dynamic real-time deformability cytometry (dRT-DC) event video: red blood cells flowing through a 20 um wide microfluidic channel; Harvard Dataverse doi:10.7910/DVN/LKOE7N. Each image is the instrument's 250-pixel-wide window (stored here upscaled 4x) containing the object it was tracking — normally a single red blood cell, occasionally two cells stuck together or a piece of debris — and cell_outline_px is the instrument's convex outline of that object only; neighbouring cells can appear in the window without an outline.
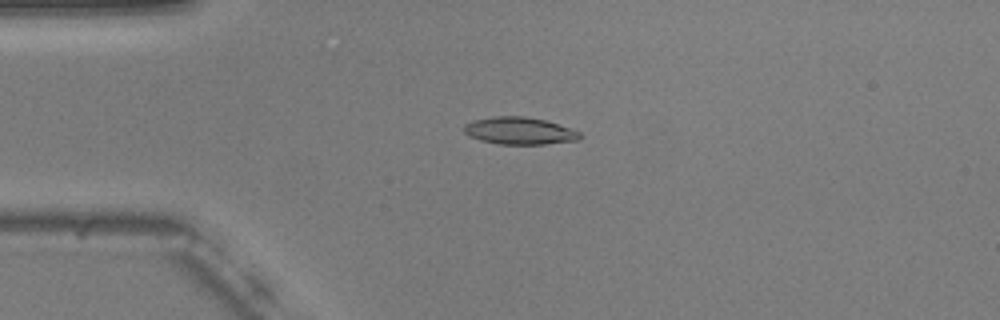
{"species": "common noctule bat (a hibernating species)", "species_latin": "Nyctalus noctula", "temperature_condition": "warm", "stored_images_in_passage": 52, "camera_frame_rate_fps": 3000, "um_per_image_px": 0.085, "animal": {"sex": "male", "body_mass_g": 20.5, "forearm_length_mm": 52.5}, "frame": {"image": 1, "passage_image": 11, "time_ms": 3.333, "image_size_px": [1000, 320], "cell_outline_px": [[584, 136], [580, 140], [544, 144], [500, 144], [480, 140], [464, 132], [464, 124], [472, 120], [492, 116], [524, 116], [544, 120], [580, 132]], "centroid_in_image_um": [44.16, 11.12], "position_along_channel_um": 40.8, "area_um2": 18.32}}
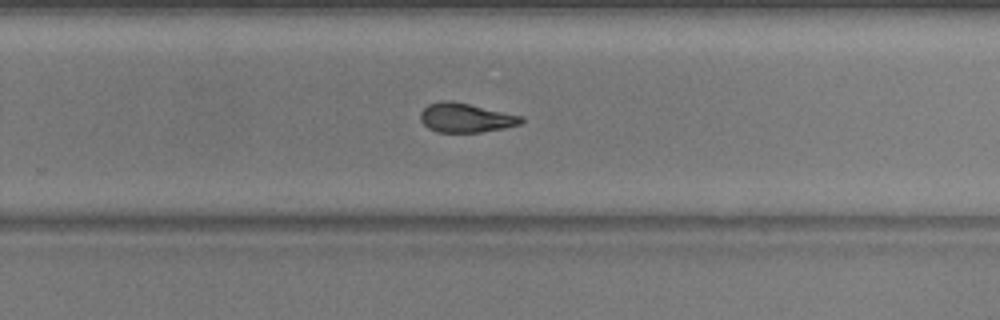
{"frame": {"image": 2, "passage_image": 33, "time_ms": 10.667, "image_size_px": [1000, 320], "cell_outline_px": [[524, 120], [520, 124], [504, 128], [480, 132], [436, 132], [428, 128], [420, 120], [420, 112], [428, 104], [440, 100], [452, 100], [524, 116]], "centroid_in_image_um": [39.58, 10.0], "position_along_channel_um": 290.2, "area_um2": 17.34}}
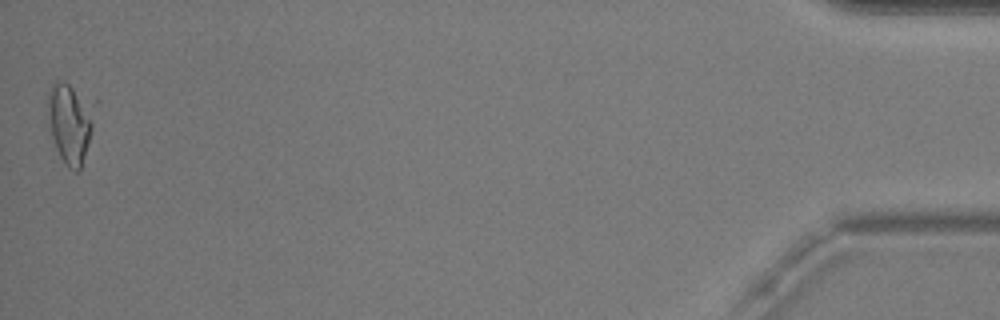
{"frame": {"image": 3, "passage_image": 52, "time_ms": 17.0, "image_size_px": [1000, 320], "cell_outline_px": [[92, 132], [80, 168], [76, 172], [68, 168], [64, 164], [56, 148], [52, 136], [48, 108], [48, 92], [52, 84], [56, 80], [64, 80], [72, 88], [80, 100], [92, 124]], "centroid_in_image_um": [5.84, 10.57], "position_along_channel_um": 429.4, "area_um2": 19.65}, "authors_computed_cell_mechanics": {"area_um2": 17.8313, "velocity_mm_per_s": 3.7178, "shape_relaxation_time_tau1_ms": 5.0612, "shape_relaxation_time_tau2_ms": 1.3439, "deformation_change_tau1": 0.1619, "deformation_change_tau2": 0.0813}}